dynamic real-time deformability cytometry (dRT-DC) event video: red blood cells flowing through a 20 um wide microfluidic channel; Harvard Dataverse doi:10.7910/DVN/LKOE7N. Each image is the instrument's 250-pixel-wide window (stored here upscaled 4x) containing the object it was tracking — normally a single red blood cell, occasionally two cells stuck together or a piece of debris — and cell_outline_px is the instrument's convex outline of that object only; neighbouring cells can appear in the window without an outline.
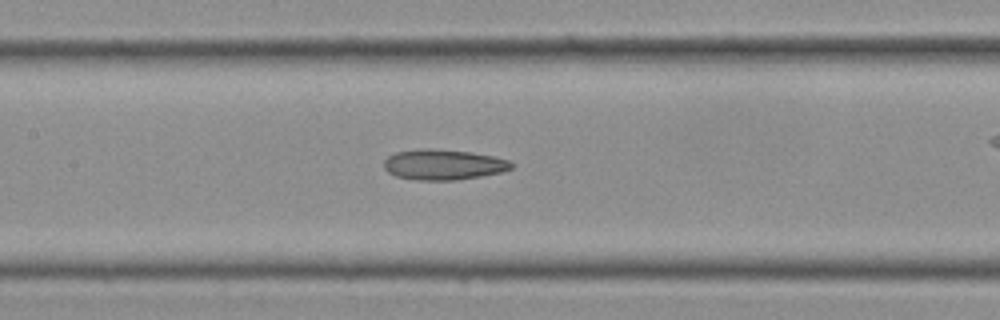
{"species": "Egyptian fruit bat (a non-hibernating species)", "species_latin": "Rousettus aegyptiacus", "temperature_condition": "cold", "stored_images_in_passage": 31, "camera_frame_rate_fps": 3000, "um_per_image_px": 0.085, "frame": {"image": 1, "passage_image": 14, "time_ms": 4.333, "image_size_px": [1000, 320], "cell_outline_px": [[512, 168], [504, 172], [456, 180], [416, 180], [396, 176], [388, 172], [384, 168], [384, 160], [388, 156], [396, 152], [424, 148], [432, 148], [472, 152], [492, 156], [508, 160], [512, 164]], "centroid_in_image_um": [37.68, 13.99], "position_along_channel_um": 169.7, "area_um2": 22.66}}
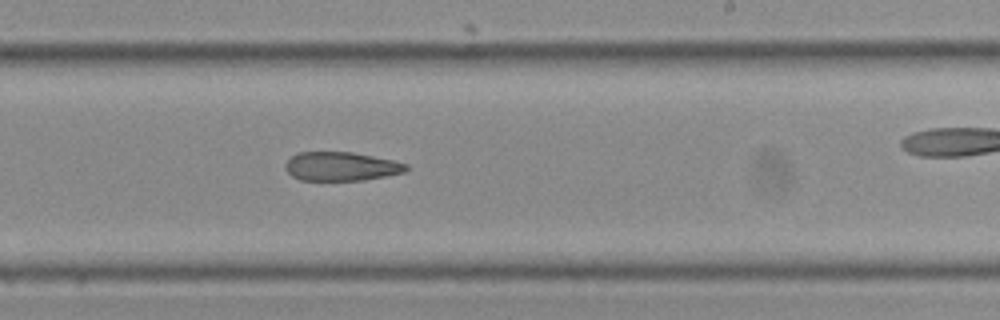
{"frame": {"image": 2, "passage_image": 18, "time_ms": 5.667, "image_size_px": [1000, 320], "cell_outline_px": [[408, 168], [404, 172], [364, 180], [300, 180], [292, 176], [284, 168], [284, 164], [296, 152], [352, 152], [392, 160], [408, 164]], "centroid_in_image_um": [28.96, 14.14], "position_along_channel_um": 260.0, "area_um2": 20.23}}